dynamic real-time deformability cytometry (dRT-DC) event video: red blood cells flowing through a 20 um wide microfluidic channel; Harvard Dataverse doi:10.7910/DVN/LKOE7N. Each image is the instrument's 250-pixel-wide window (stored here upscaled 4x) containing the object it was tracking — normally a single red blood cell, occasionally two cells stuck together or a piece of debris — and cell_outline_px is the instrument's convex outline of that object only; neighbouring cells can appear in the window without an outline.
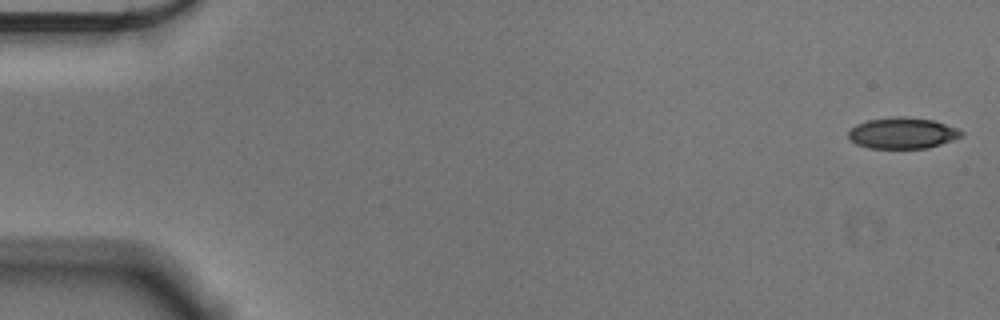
{"species": "Egyptian fruit bat (a non-hibernating species)", "species_latin": "Rousettus aegyptiacus", "temperature_condition": "cold", "stored_images_in_passage": 15, "camera_frame_rate_fps": 3000, "um_per_image_px": 0.085, "animal": {"sex": "male"}, "frame": {"image": 1, "passage_image": 1, "time_ms": 0.0, "image_size_px": [1000, 320], "cell_outline_px": [[964, 136], [928, 148], [868, 148], [856, 144], [848, 136], [848, 132], [856, 124], [868, 120], [896, 116], [908, 116], [932, 120], [956, 128], [964, 132]], "centroid_in_image_um": [76.71, 11.31], "position_along_channel_um": 8.3, "area_um2": 20.46}}
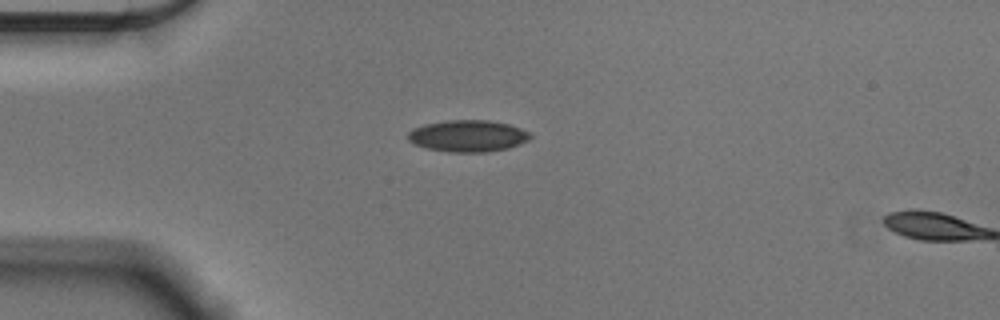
{"frame": {"image": 2, "passage_image": 14, "time_ms": 4.333, "image_size_px": [1000, 320], "cell_outline_px": [[532, 136], [528, 140], [520, 144], [508, 148], [488, 152], [448, 152], [424, 148], [408, 140], [408, 132], [412, 128], [424, 124], [448, 120], [488, 120], [508, 124], [520, 128], [528, 132]], "centroid_in_image_um": [39.75, 11.56], "position_along_channel_um": 45.3, "area_um2": 22.66}}